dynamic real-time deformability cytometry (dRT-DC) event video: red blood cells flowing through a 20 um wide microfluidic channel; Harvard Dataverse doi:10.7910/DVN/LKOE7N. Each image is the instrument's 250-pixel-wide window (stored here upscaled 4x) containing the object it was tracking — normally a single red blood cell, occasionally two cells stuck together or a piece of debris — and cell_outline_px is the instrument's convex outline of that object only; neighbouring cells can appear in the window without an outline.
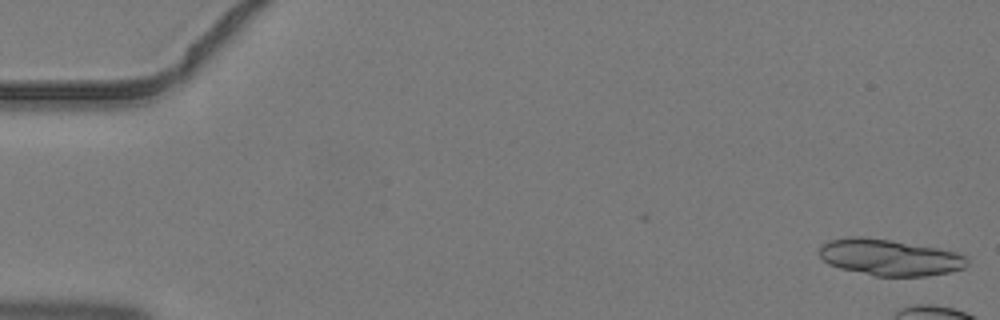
{"species": "common noctule bat (a hibernating species)", "species_latin": "Nyctalus noctula", "temperature_condition": "warm", "stored_images_in_passage": 4, "camera_frame_rate_fps": 3000, "um_per_image_px": 0.085, "animal": {"sex": "male", "body_mass_g": 19.2, "forearm_length_mm": 51.8}, "frame": {"image": 1, "passage_image": 1, "time_ms": 0.0, "image_size_px": [1000, 320], "cell_outline_px": [[968, 264], [964, 268], [948, 272], [928, 276], [876, 276], [840, 268], [828, 264], [820, 256], [820, 248], [828, 240], [852, 236], [860, 236], [892, 240], [940, 248], [956, 252], [968, 256]], "centroid_in_image_um": [75.65, 21.87], "position_along_channel_um": 9.3, "area_um2": 31.44}}